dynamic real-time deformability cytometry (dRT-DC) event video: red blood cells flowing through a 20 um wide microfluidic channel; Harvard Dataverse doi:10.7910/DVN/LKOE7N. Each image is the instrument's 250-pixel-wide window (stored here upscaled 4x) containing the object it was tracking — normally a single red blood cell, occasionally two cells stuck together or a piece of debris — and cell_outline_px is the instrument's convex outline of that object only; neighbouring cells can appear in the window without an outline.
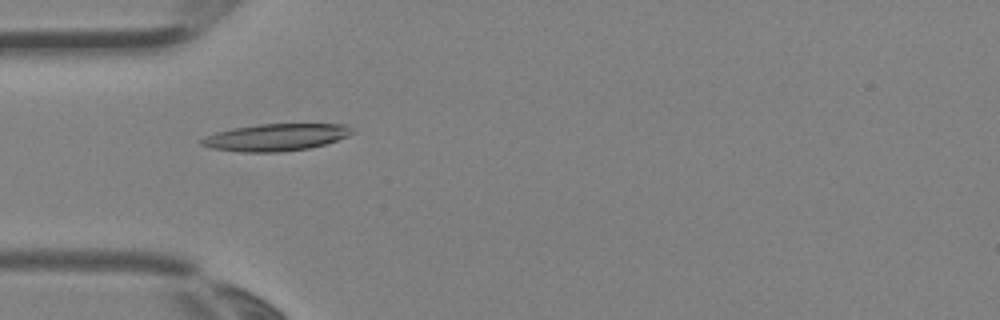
{"species": "Egyptian fruit bat (a non-hibernating species)", "species_latin": "Rousettus aegyptiacus", "temperature_condition": "room temperature", "stored_images_in_passage": 3, "camera_frame_rate_fps": 3000, "um_per_image_px": 0.085, "animal": {"sex": "female"}, "frame": {"image": 1, "passage_image": 3, "time_ms": 0.667, "image_size_px": [1000, 320], "cell_outline_px": [[352, 132], [348, 136], [324, 144], [308, 148], [280, 152], [240, 152], [212, 148], [200, 144], [200, 140], [204, 136], [216, 132], [232, 128], [260, 124], [344, 124], [352, 128]], "centroid_in_image_um": [23.41, 11.67], "position_along_channel_um": 61.6, "area_um2": 23.64}}